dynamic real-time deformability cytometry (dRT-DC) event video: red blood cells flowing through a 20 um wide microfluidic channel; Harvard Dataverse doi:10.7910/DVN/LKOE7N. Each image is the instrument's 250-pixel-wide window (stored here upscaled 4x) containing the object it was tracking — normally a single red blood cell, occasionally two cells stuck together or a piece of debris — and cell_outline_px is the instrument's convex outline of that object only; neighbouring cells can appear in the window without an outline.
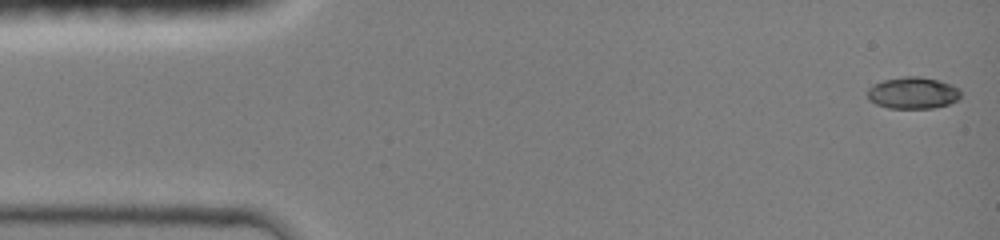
{"species": "common noctule bat (a hibernating species)", "species_latin": "Nyctalus noctula", "temperature_condition": "room temperature", "stored_images_in_passage": 46, "camera_frame_rate_fps": 3000, "um_per_image_px": 0.085, "animal": {"sex": "female", "body_mass_g": 19.0, "forearm_length_mm": 51.5}, "frame": {"image": 1, "passage_image": 1, "time_ms": 0.0, "image_size_px": [1000, 240], "cell_outline_px": [[960, 96], [956, 100], [948, 104], [932, 108], [888, 108], [876, 104], [868, 100], [868, 88], [884, 80], [904, 76], [920, 76], [936, 80], [960, 88]], "centroid_in_image_um": [77.58, 7.9], "position_along_channel_um": 7.4, "area_um2": 17.05}}
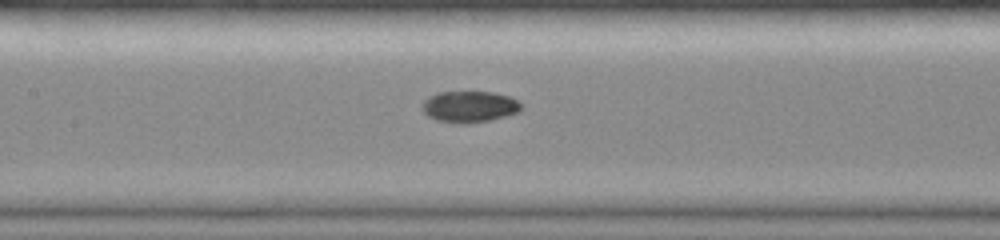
{"frame": {"image": 2, "passage_image": 21, "time_ms": 6.667, "image_size_px": [1000, 240], "cell_outline_px": [[520, 112], [488, 120], [436, 120], [428, 116], [424, 112], [424, 100], [428, 96], [436, 92], [492, 92], [508, 96], [516, 100], [520, 104]], "centroid_in_image_um": [39.9, 9.0], "position_along_channel_um": 167.5, "area_um2": 17.05}}
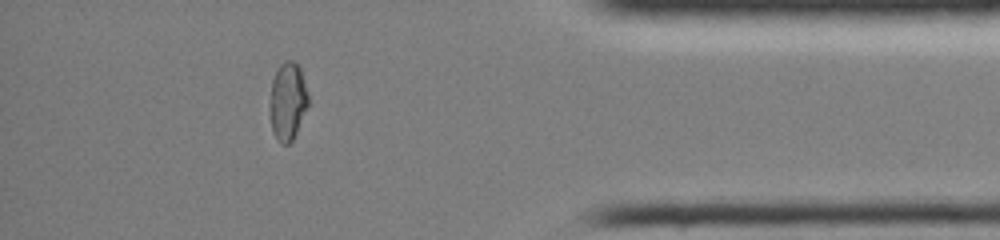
{"frame": {"image": 3, "passage_image": 40, "time_ms": 13.0, "image_size_px": [1000, 240], "cell_outline_px": [[308, 104], [296, 132], [292, 140], [288, 144], [280, 144], [276, 140], [272, 132], [268, 108], [272, 80], [280, 64], [284, 60], [292, 60], [300, 68], [308, 96]], "centroid_in_image_um": [24.41, 8.63], "position_along_channel_um": 410.8, "area_um2": 17.51}, "authors_computed_cell_mechanics": {"area_um2": 17.4845, "velocity_mm_per_s": 4.1953, "shape_relaxation_time_tau1_ms": null, "shape_relaxation_time_tau2_ms": 1.7592, "deformation_change_tau1": null, "deformation_change_tau2": 0.033}}